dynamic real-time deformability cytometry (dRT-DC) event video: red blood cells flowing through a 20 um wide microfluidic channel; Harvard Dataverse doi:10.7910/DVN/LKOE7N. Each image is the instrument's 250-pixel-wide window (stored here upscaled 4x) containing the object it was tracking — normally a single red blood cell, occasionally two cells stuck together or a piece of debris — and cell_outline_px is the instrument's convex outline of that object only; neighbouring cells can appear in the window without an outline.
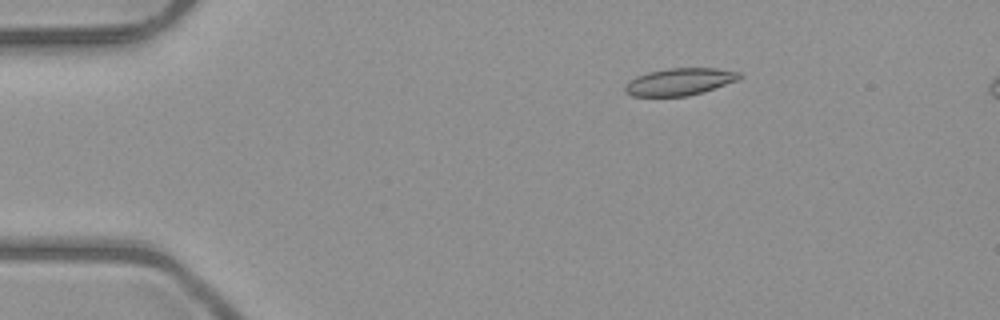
{"species": "common noctule bat (a hibernating species)", "species_latin": "Nyctalus noctula", "temperature_condition": "room temperature", "stored_images_in_passage": 53, "segment_of_instrument_passage": [1, 2], "camera_frame_rate_fps": 3000, "um_per_image_px": 0.085, "animal": {"sex": "male", "body_mass_g": 23.1, "forearm_length_mm": 52.7}, "frame": {"image": 1, "passage_image": 9, "time_ms": 2.667, "image_size_px": [1000, 320], "cell_outline_px": [[744, 76], [740, 80], [704, 92], [688, 96], [632, 96], [624, 92], [624, 84], [628, 80], [636, 76], [648, 72], [668, 68], [716, 68], [740, 72]], "centroid_in_image_um": [57.78, 6.95], "position_along_channel_um": 27.2, "area_um2": 18.5}}
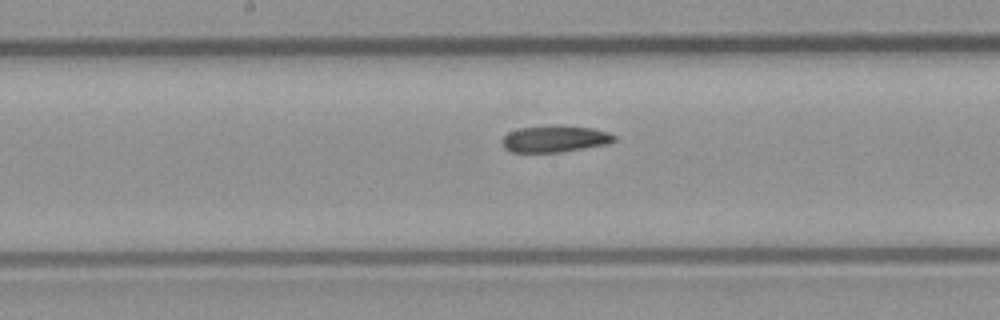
{"frame": {"image": 2, "passage_image": 27, "time_ms": 8.667, "image_size_px": [1000, 320], "cell_outline_px": [[616, 140], [608, 144], [560, 152], [512, 152], [504, 148], [500, 144], [500, 140], [508, 132], [520, 128], [552, 124], [556, 124], [592, 128], [608, 132], [616, 136]], "centroid_in_image_um": [47.13, 11.79], "position_along_channel_um": 201.1, "area_um2": 17.74}}
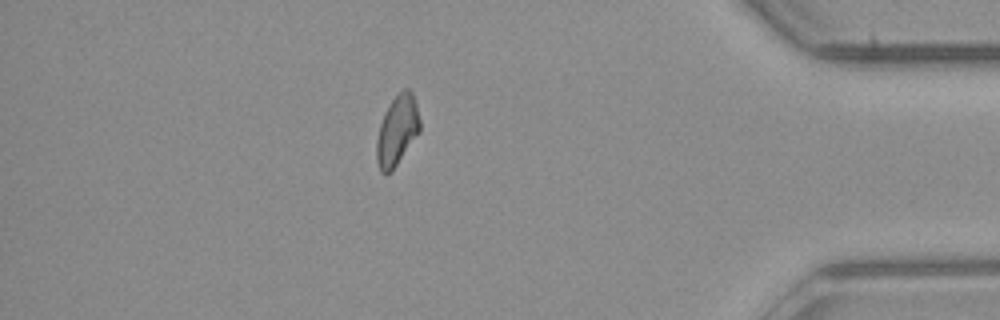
{"frame": {"image": 3, "passage_image": 45, "time_ms": 14.667, "image_size_px": [1000, 320], "cell_outline_px": [[420, 132], [392, 172], [380, 172], [376, 160], [376, 140], [380, 124], [384, 112], [392, 100], [404, 88], [408, 88], [412, 92], [416, 104], [420, 120]], "centroid_in_image_um": [33.75, 11.11], "position_along_channel_um": 401.4, "area_um2": 17.74}}